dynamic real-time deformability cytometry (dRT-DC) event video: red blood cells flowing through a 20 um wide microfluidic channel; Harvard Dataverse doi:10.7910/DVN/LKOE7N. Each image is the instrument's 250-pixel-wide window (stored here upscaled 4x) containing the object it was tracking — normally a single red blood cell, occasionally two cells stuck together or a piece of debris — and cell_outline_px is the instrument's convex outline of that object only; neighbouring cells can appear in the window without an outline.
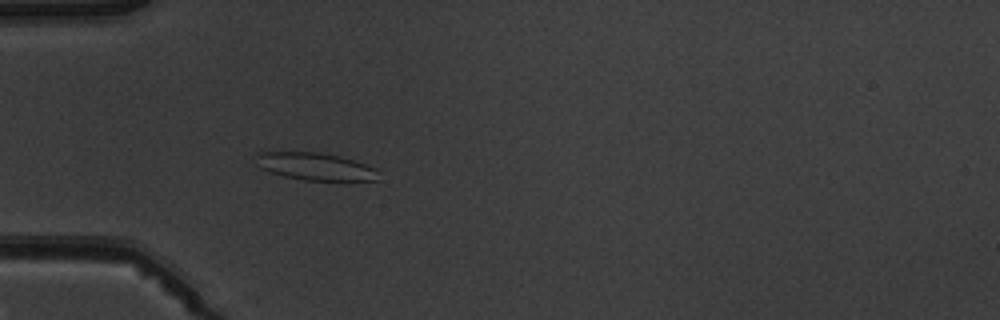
{"species": "common noctule bat (a hibernating species)", "species_latin": "Nyctalus noctula", "temperature_condition": "warm", "stored_images_in_passage": 5, "camera_frame_rate_fps": 3000, "um_per_image_px": 0.085, "animal": {"sex": "male", "body_mass_g": 19.5, "forearm_length_mm": 54.6}, "frame": {"image": 1, "passage_image": 5, "time_ms": 4.667, "image_size_px": [1000, 320], "cell_outline_px": [[380, 180], [304, 180], [284, 176], [268, 172], [260, 168], [256, 156], [260, 152], [320, 152], [340, 156], [376, 168]], "centroid_in_image_um": [26.8, 14.15], "position_along_channel_um": 58.2, "area_um2": 19.42}}